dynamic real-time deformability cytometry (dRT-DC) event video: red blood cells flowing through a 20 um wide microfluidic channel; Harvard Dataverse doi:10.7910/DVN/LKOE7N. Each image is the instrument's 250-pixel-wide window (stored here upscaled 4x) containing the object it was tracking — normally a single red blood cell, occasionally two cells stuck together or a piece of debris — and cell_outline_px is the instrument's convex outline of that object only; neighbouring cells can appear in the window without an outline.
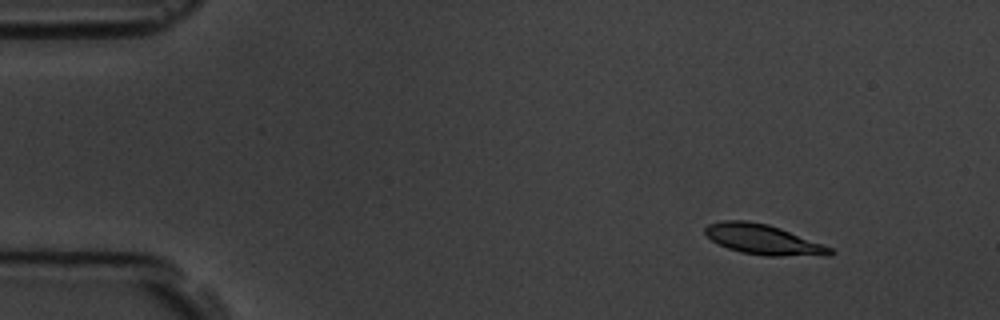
{"species": "common noctule bat (a hibernating species)", "species_latin": "Nyctalus noctula", "temperature_condition": "room temperature", "stored_images_in_passage": 4, "camera_frame_rate_fps": 3000, "um_per_image_px": 0.085, "animal": {"sex": "male", "body_mass_g": 19.5, "forearm_length_mm": 54.6}, "frame": {"image": 1, "passage_image": 1, "time_ms": 0.0, "image_size_px": [1000, 320], "cell_outline_px": [[836, 252], [832, 256], [764, 256], [740, 252], [728, 248], [712, 240], [704, 232], [704, 228], [708, 224], [724, 220], [744, 220], [768, 224], [780, 228], [832, 248]], "centroid_in_image_um": [64.91, 20.37], "position_along_channel_um": 20.1, "area_um2": 21.96}}
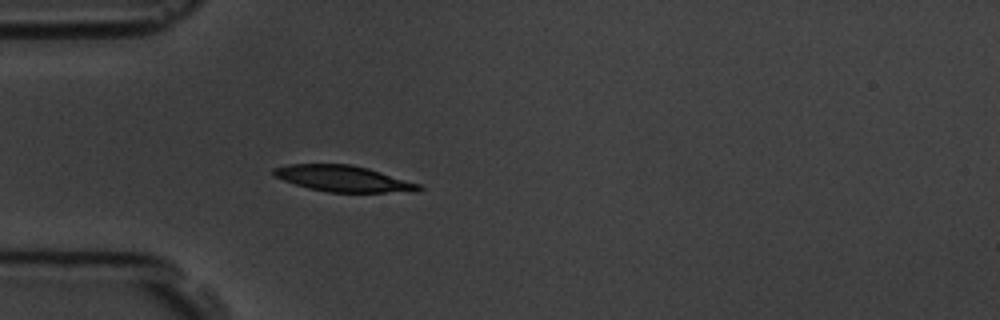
{"frame": {"image": 2, "passage_image": 4, "time_ms": 3.333, "image_size_px": [1000, 320], "cell_outline_px": [[424, 188], [416, 192], [328, 192], [308, 188], [272, 176], [272, 168], [288, 164], [352, 164], [368, 168], [420, 184]], "centroid_in_image_um": [29.17, 15.18], "position_along_channel_um": 55.8, "area_um2": 22.14}}